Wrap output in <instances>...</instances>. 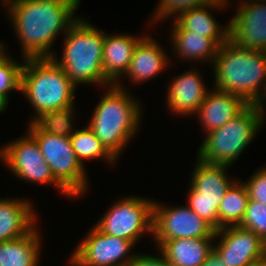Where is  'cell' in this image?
Listing matches in <instances>:
<instances>
[{"instance_id":"obj_1","label":"cell","mask_w":266,"mask_h":266,"mask_svg":"<svg viewBox=\"0 0 266 266\" xmlns=\"http://www.w3.org/2000/svg\"><path fill=\"white\" fill-rule=\"evenodd\" d=\"M80 3L81 0H16L8 6L6 14L21 46L22 58H51L57 53L53 44L79 18L75 12Z\"/></svg>"},{"instance_id":"obj_2","label":"cell","mask_w":266,"mask_h":266,"mask_svg":"<svg viewBox=\"0 0 266 266\" xmlns=\"http://www.w3.org/2000/svg\"><path fill=\"white\" fill-rule=\"evenodd\" d=\"M106 86L87 125L106 150L118 161L138 135L144 117L141 101L126 88ZM132 138V139H131Z\"/></svg>"},{"instance_id":"obj_3","label":"cell","mask_w":266,"mask_h":266,"mask_svg":"<svg viewBox=\"0 0 266 266\" xmlns=\"http://www.w3.org/2000/svg\"><path fill=\"white\" fill-rule=\"evenodd\" d=\"M213 88L239 95L248 104L260 105L266 96V51L245 49L230 39L214 58Z\"/></svg>"},{"instance_id":"obj_4","label":"cell","mask_w":266,"mask_h":266,"mask_svg":"<svg viewBox=\"0 0 266 266\" xmlns=\"http://www.w3.org/2000/svg\"><path fill=\"white\" fill-rule=\"evenodd\" d=\"M79 18L68 28L60 58L56 53L51 57L61 66L67 77L78 88L79 85H96L101 89L112 83L103 74V44L105 32Z\"/></svg>"},{"instance_id":"obj_5","label":"cell","mask_w":266,"mask_h":266,"mask_svg":"<svg viewBox=\"0 0 266 266\" xmlns=\"http://www.w3.org/2000/svg\"><path fill=\"white\" fill-rule=\"evenodd\" d=\"M76 89L64 69L52 58L25 59L20 92L35 113L27 123L46 112L75 105Z\"/></svg>"},{"instance_id":"obj_6","label":"cell","mask_w":266,"mask_h":266,"mask_svg":"<svg viewBox=\"0 0 266 266\" xmlns=\"http://www.w3.org/2000/svg\"><path fill=\"white\" fill-rule=\"evenodd\" d=\"M265 114V109L260 105L249 104L221 128L206 133L195 158L209 164L227 165L232 168L256 135L263 131Z\"/></svg>"},{"instance_id":"obj_7","label":"cell","mask_w":266,"mask_h":266,"mask_svg":"<svg viewBox=\"0 0 266 266\" xmlns=\"http://www.w3.org/2000/svg\"><path fill=\"white\" fill-rule=\"evenodd\" d=\"M26 125L27 132L36 140L45 162L51 167L54 178L75 199L88 193V172L73 151L70 137L47 134L34 122Z\"/></svg>"},{"instance_id":"obj_8","label":"cell","mask_w":266,"mask_h":266,"mask_svg":"<svg viewBox=\"0 0 266 266\" xmlns=\"http://www.w3.org/2000/svg\"><path fill=\"white\" fill-rule=\"evenodd\" d=\"M189 181L188 204L200 218L218 230V208L227 189L236 180L227 174L231 166L209 164L196 158Z\"/></svg>"},{"instance_id":"obj_9","label":"cell","mask_w":266,"mask_h":266,"mask_svg":"<svg viewBox=\"0 0 266 266\" xmlns=\"http://www.w3.org/2000/svg\"><path fill=\"white\" fill-rule=\"evenodd\" d=\"M154 199L129 194L112 202L95 223L103 233L132 241L135 245L152 234Z\"/></svg>"},{"instance_id":"obj_10","label":"cell","mask_w":266,"mask_h":266,"mask_svg":"<svg viewBox=\"0 0 266 266\" xmlns=\"http://www.w3.org/2000/svg\"><path fill=\"white\" fill-rule=\"evenodd\" d=\"M26 135L0 147V162L20 180L55 187L66 199H75L55 178L51 167L45 162L36 140ZM28 181V182H27ZM68 197V198H67Z\"/></svg>"},{"instance_id":"obj_11","label":"cell","mask_w":266,"mask_h":266,"mask_svg":"<svg viewBox=\"0 0 266 266\" xmlns=\"http://www.w3.org/2000/svg\"><path fill=\"white\" fill-rule=\"evenodd\" d=\"M68 258L69 266H128L138 251L132 241L90 227ZM133 252V253H132Z\"/></svg>"},{"instance_id":"obj_12","label":"cell","mask_w":266,"mask_h":266,"mask_svg":"<svg viewBox=\"0 0 266 266\" xmlns=\"http://www.w3.org/2000/svg\"><path fill=\"white\" fill-rule=\"evenodd\" d=\"M162 204L160 200H154L151 239L215 238L216 230L186 204L183 206Z\"/></svg>"},{"instance_id":"obj_13","label":"cell","mask_w":266,"mask_h":266,"mask_svg":"<svg viewBox=\"0 0 266 266\" xmlns=\"http://www.w3.org/2000/svg\"><path fill=\"white\" fill-rule=\"evenodd\" d=\"M213 250L229 266H247L266 256V243L239 225L226 226L215 231Z\"/></svg>"},{"instance_id":"obj_14","label":"cell","mask_w":266,"mask_h":266,"mask_svg":"<svg viewBox=\"0 0 266 266\" xmlns=\"http://www.w3.org/2000/svg\"><path fill=\"white\" fill-rule=\"evenodd\" d=\"M237 6L229 19V39L245 49L266 51V0Z\"/></svg>"},{"instance_id":"obj_15","label":"cell","mask_w":266,"mask_h":266,"mask_svg":"<svg viewBox=\"0 0 266 266\" xmlns=\"http://www.w3.org/2000/svg\"><path fill=\"white\" fill-rule=\"evenodd\" d=\"M173 77L167 86L165 105L174 116H193L200 109L210 90L208 84H205L201 73L194 67Z\"/></svg>"},{"instance_id":"obj_16","label":"cell","mask_w":266,"mask_h":266,"mask_svg":"<svg viewBox=\"0 0 266 266\" xmlns=\"http://www.w3.org/2000/svg\"><path fill=\"white\" fill-rule=\"evenodd\" d=\"M151 33L147 34L136 45L130 66L125 75L116 83L120 88H124L123 79L126 77L131 83L141 85L148 80L156 78L160 73L165 72L170 67L171 58L164 47L152 37ZM168 66V67H167ZM122 84H121V83Z\"/></svg>"},{"instance_id":"obj_17","label":"cell","mask_w":266,"mask_h":266,"mask_svg":"<svg viewBox=\"0 0 266 266\" xmlns=\"http://www.w3.org/2000/svg\"><path fill=\"white\" fill-rule=\"evenodd\" d=\"M229 0H216L189 9L172 19L171 30H189L211 38L218 46L229 40V23L222 26L214 16V11H226L230 6ZM212 10V11H211ZM212 13V14H211Z\"/></svg>"},{"instance_id":"obj_18","label":"cell","mask_w":266,"mask_h":266,"mask_svg":"<svg viewBox=\"0 0 266 266\" xmlns=\"http://www.w3.org/2000/svg\"><path fill=\"white\" fill-rule=\"evenodd\" d=\"M212 88V89H211ZM249 104L239 95L222 92L210 87L200 109L195 114L200 122L201 131L208 133L221 128L236 117Z\"/></svg>"},{"instance_id":"obj_19","label":"cell","mask_w":266,"mask_h":266,"mask_svg":"<svg viewBox=\"0 0 266 266\" xmlns=\"http://www.w3.org/2000/svg\"><path fill=\"white\" fill-rule=\"evenodd\" d=\"M33 202L26 197L0 198V243L25 236L38 226Z\"/></svg>"},{"instance_id":"obj_20","label":"cell","mask_w":266,"mask_h":266,"mask_svg":"<svg viewBox=\"0 0 266 266\" xmlns=\"http://www.w3.org/2000/svg\"><path fill=\"white\" fill-rule=\"evenodd\" d=\"M133 36L130 33L108 34L105 32L103 44V74L116 84L127 72L138 42L146 35Z\"/></svg>"},{"instance_id":"obj_21","label":"cell","mask_w":266,"mask_h":266,"mask_svg":"<svg viewBox=\"0 0 266 266\" xmlns=\"http://www.w3.org/2000/svg\"><path fill=\"white\" fill-rule=\"evenodd\" d=\"M172 266H201L213 251L215 238L153 240Z\"/></svg>"},{"instance_id":"obj_22","label":"cell","mask_w":266,"mask_h":266,"mask_svg":"<svg viewBox=\"0 0 266 266\" xmlns=\"http://www.w3.org/2000/svg\"><path fill=\"white\" fill-rule=\"evenodd\" d=\"M170 32L169 43L175 53L171 56L181 59V63L195 61L199 65V62H206L205 64L211 62L212 66L219 46L211 38L189 30H170Z\"/></svg>"},{"instance_id":"obj_23","label":"cell","mask_w":266,"mask_h":266,"mask_svg":"<svg viewBox=\"0 0 266 266\" xmlns=\"http://www.w3.org/2000/svg\"><path fill=\"white\" fill-rule=\"evenodd\" d=\"M40 233L36 226L25 236L1 242L0 266H40L44 244Z\"/></svg>"},{"instance_id":"obj_24","label":"cell","mask_w":266,"mask_h":266,"mask_svg":"<svg viewBox=\"0 0 266 266\" xmlns=\"http://www.w3.org/2000/svg\"><path fill=\"white\" fill-rule=\"evenodd\" d=\"M236 179L227 189L218 208V230L241 224L247 209L249 195L242 179Z\"/></svg>"},{"instance_id":"obj_25","label":"cell","mask_w":266,"mask_h":266,"mask_svg":"<svg viewBox=\"0 0 266 266\" xmlns=\"http://www.w3.org/2000/svg\"><path fill=\"white\" fill-rule=\"evenodd\" d=\"M70 142L78 160L86 167L87 160H100L109 165H116L117 161L102 145L87 124L82 128L77 127V131L70 137Z\"/></svg>"},{"instance_id":"obj_26","label":"cell","mask_w":266,"mask_h":266,"mask_svg":"<svg viewBox=\"0 0 266 266\" xmlns=\"http://www.w3.org/2000/svg\"><path fill=\"white\" fill-rule=\"evenodd\" d=\"M7 45L0 41V113H4L9 105V93L20 92L22 68L25 62L16 61L7 52ZM22 62V63H21Z\"/></svg>"},{"instance_id":"obj_27","label":"cell","mask_w":266,"mask_h":266,"mask_svg":"<svg viewBox=\"0 0 266 266\" xmlns=\"http://www.w3.org/2000/svg\"><path fill=\"white\" fill-rule=\"evenodd\" d=\"M76 109L75 105H72L65 109L49 111L38 117L34 123L47 134L71 137L77 131L73 125Z\"/></svg>"},{"instance_id":"obj_28","label":"cell","mask_w":266,"mask_h":266,"mask_svg":"<svg viewBox=\"0 0 266 266\" xmlns=\"http://www.w3.org/2000/svg\"><path fill=\"white\" fill-rule=\"evenodd\" d=\"M213 1L216 0H158V5L156 4V9H153L152 16L149 18L151 23L148 26H158L159 22H166L169 18L175 19L180 13Z\"/></svg>"},{"instance_id":"obj_29","label":"cell","mask_w":266,"mask_h":266,"mask_svg":"<svg viewBox=\"0 0 266 266\" xmlns=\"http://www.w3.org/2000/svg\"><path fill=\"white\" fill-rule=\"evenodd\" d=\"M239 226L254 232L266 243V205L256 200H249L245 216Z\"/></svg>"},{"instance_id":"obj_30","label":"cell","mask_w":266,"mask_h":266,"mask_svg":"<svg viewBox=\"0 0 266 266\" xmlns=\"http://www.w3.org/2000/svg\"><path fill=\"white\" fill-rule=\"evenodd\" d=\"M246 181L243 183L247 188L249 200H256L266 205V166L256 169Z\"/></svg>"},{"instance_id":"obj_31","label":"cell","mask_w":266,"mask_h":266,"mask_svg":"<svg viewBox=\"0 0 266 266\" xmlns=\"http://www.w3.org/2000/svg\"><path fill=\"white\" fill-rule=\"evenodd\" d=\"M158 250V254H144L142 252L136 253L134 259L130 262L128 266H172L165 258L163 253ZM142 253V254H141Z\"/></svg>"},{"instance_id":"obj_32","label":"cell","mask_w":266,"mask_h":266,"mask_svg":"<svg viewBox=\"0 0 266 266\" xmlns=\"http://www.w3.org/2000/svg\"><path fill=\"white\" fill-rule=\"evenodd\" d=\"M201 266H229L225 261L217 255V253L213 250L204 261Z\"/></svg>"},{"instance_id":"obj_33","label":"cell","mask_w":266,"mask_h":266,"mask_svg":"<svg viewBox=\"0 0 266 266\" xmlns=\"http://www.w3.org/2000/svg\"><path fill=\"white\" fill-rule=\"evenodd\" d=\"M247 266H266V256H264L263 258L255 261L253 263H250Z\"/></svg>"},{"instance_id":"obj_34","label":"cell","mask_w":266,"mask_h":266,"mask_svg":"<svg viewBox=\"0 0 266 266\" xmlns=\"http://www.w3.org/2000/svg\"><path fill=\"white\" fill-rule=\"evenodd\" d=\"M15 1L16 0H0V4L4 6V10H5L8 6H10Z\"/></svg>"},{"instance_id":"obj_35","label":"cell","mask_w":266,"mask_h":266,"mask_svg":"<svg viewBox=\"0 0 266 266\" xmlns=\"http://www.w3.org/2000/svg\"><path fill=\"white\" fill-rule=\"evenodd\" d=\"M258 1H265V0H239L238 3L258 2Z\"/></svg>"},{"instance_id":"obj_36","label":"cell","mask_w":266,"mask_h":266,"mask_svg":"<svg viewBox=\"0 0 266 266\" xmlns=\"http://www.w3.org/2000/svg\"><path fill=\"white\" fill-rule=\"evenodd\" d=\"M265 105H266V96H265L263 102L260 104V106L266 110Z\"/></svg>"}]
</instances>
